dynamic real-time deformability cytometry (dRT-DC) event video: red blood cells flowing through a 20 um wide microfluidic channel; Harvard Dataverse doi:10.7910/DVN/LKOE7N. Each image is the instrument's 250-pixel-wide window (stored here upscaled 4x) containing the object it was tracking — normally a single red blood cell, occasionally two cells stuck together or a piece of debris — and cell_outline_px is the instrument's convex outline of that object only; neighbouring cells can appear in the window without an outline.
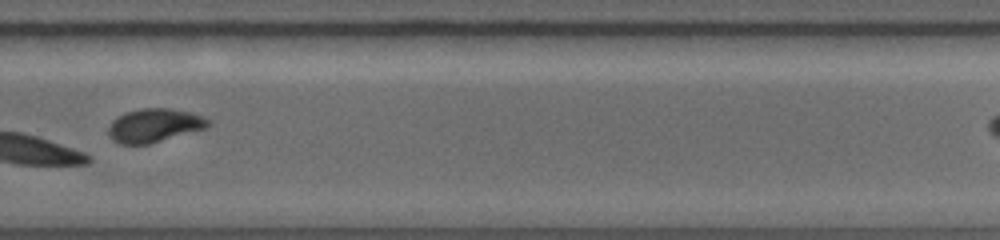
{"species": "common noctule bat (a hibernating species)", "species_latin": "Nyctalus noctula", "temperature_condition": "warm", "stored_images_in_passage": 34, "camera_frame_rate_fps": 5000, "um_per_image_px": 0.085, "animal": {"sex": "female", "body_mass_g": 19.0, "forearm_length_mm": 56.7}, "frame": {"image": 1, "passage_image": 24, "time_ms": 5.6, "image_size_px": [1000, 240], "cell_outline_px": [[208, 124], [200, 128], [144, 144], [128, 144], [116, 140], [112, 136], [112, 124], [124, 112], [144, 108], [168, 108], [188, 112], [200, 116], [208, 120]], "centroid_in_image_um": [13.1, 10.61], "position_along_channel_um": 316.7, "area_um2": 17.8}}